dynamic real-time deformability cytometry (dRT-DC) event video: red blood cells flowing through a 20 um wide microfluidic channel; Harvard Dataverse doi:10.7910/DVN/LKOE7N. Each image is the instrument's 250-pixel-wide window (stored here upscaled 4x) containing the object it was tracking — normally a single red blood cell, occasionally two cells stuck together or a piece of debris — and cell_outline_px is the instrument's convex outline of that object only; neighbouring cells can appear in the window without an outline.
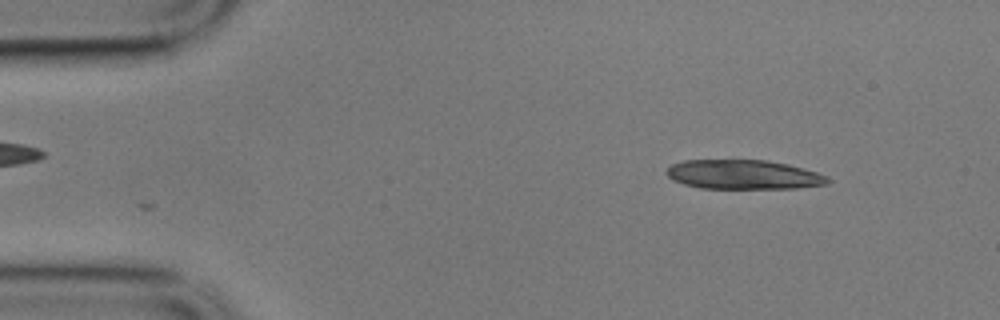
{"species": "common noctule bat (a hibernating species)", "species_latin": "Nyctalus noctula", "temperature_condition": "cold", "stored_images_in_passage": 5, "segment_of_instrument_passage": [2, 2], "camera_frame_rate_fps": 3000, "um_per_image_px": 0.085, "animal": {"sex": "male", "body_mass_g": 17.9}, "frame": {"image": 1, "passage_image": 5, "time_ms": 1.333, "image_size_px": [1000, 320], "cell_outline_px": [[832, 180], [828, 184], [796, 188], [700, 188], [684, 184], [672, 180], [664, 172], [672, 164], [684, 160], [768, 160], [788, 164], [804, 168], [828, 176]], "centroid_in_image_um": [63.21, 14.84], "position_along_channel_um": 21.8, "area_um2": 27.69}}